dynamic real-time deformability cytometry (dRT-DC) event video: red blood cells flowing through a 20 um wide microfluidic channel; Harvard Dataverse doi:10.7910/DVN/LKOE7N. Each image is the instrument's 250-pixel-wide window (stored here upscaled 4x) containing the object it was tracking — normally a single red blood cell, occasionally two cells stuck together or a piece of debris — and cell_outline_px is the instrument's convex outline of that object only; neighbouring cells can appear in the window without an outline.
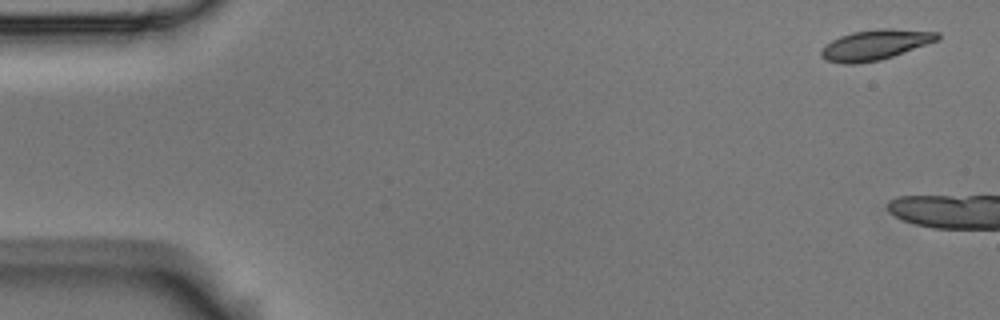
{"species": "Egyptian fruit bat (a non-hibernating species)", "species_latin": "Rousettus aegyptiacus", "temperature_condition": "room temperature", "stored_images_in_passage": 2, "camera_frame_rate_fps": 3000, "um_per_image_px": 0.085, "animal": {"sex": "male"}, "frame": {"image": 1, "passage_image": 1, "time_ms": 0.0, "image_size_px": [1000, 320], "cell_outline_px": [[940, 40], [880, 60], [856, 64], [844, 64], [828, 60], [820, 56], [820, 52], [832, 40], [840, 36], [852, 32], [876, 28], [892, 28], [940, 32]], "centroid_in_image_um": [74.44, 3.79], "position_along_channel_um": 10.6, "area_um2": 20.52}}